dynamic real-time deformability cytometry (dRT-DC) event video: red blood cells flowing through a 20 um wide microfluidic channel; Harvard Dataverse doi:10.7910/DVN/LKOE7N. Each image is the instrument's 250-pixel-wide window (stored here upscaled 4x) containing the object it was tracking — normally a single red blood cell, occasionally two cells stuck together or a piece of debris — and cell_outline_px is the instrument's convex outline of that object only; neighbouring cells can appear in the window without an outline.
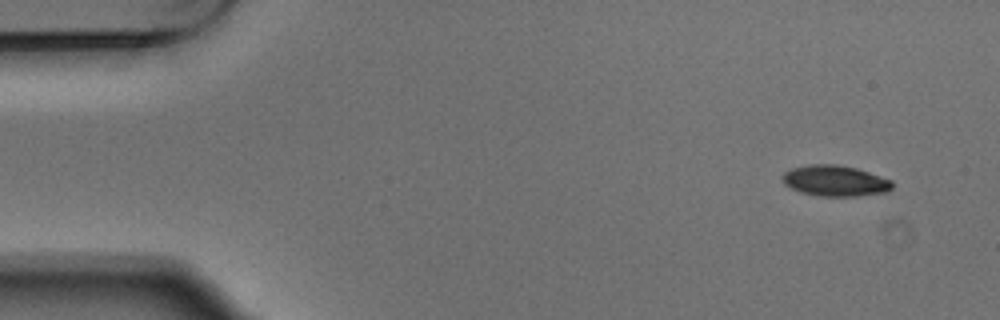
{"species": "Egyptian fruit bat (a non-hibernating species)", "species_latin": "Rousettus aegyptiacus", "temperature_condition": "warm", "stored_images_in_passage": 5, "camera_frame_rate_fps": 3000, "um_per_image_px": 0.085, "animal": {"sex": "male"}, "frame": {"image": 1, "passage_image": 1, "time_ms": 0.0, "image_size_px": [1000, 320], "cell_outline_px": [[892, 188], [888, 192], [856, 196], [820, 196], [800, 192], [784, 184], [780, 176], [784, 172], [792, 168], [808, 164], [836, 164], [856, 168], [892, 180]], "centroid_in_image_um": [70.96, 15.36], "position_along_channel_um": 14.0, "area_um2": 19.83}}
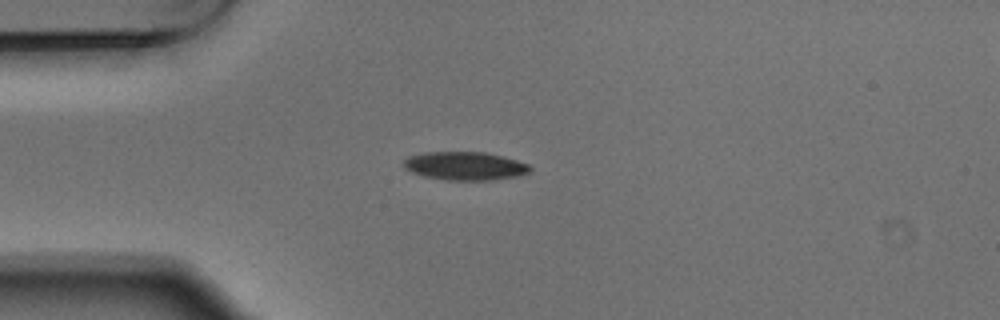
{"frame": {"image": 2, "passage_image": 4, "time_ms": 1.0, "image_size_px": [1000, 320], "cell_outline_px": [[532, 172], [516, 176], [492, 180], [448, 180], [424, 176], [412, 172], [404, 168], [404, 160], [408, 156], [424, 152], [484, 152], [504, 156], [528, 164], [532, 168]], "centroid_in_image_um": [39.54, 14.1], "position_along_channel_um": 45.5, "area_um2": 20.92}}
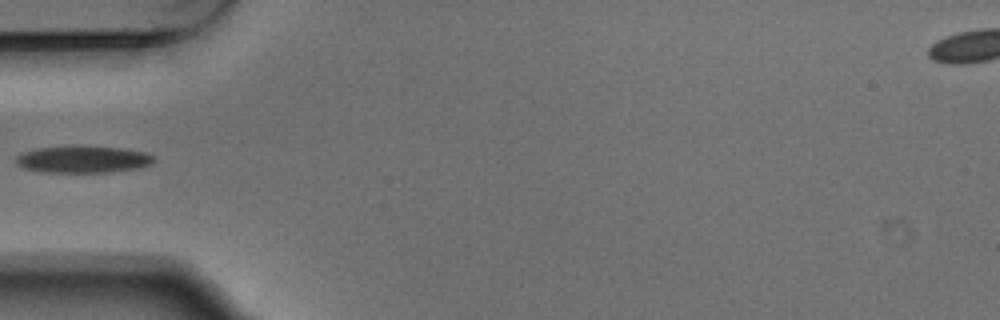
{"frame": {"image": 3, "passage_image": 5, "time_ms": 1.333, "image_size_px": [1000, 320], "cell_outline_px": [[156, 160], [152, 164], [140, 168], [108, 172], [44, 172], [24, 168], [16, 164], [16, 156], [24, 152], [40, 148], [124, 148], [144, 152], [152, 156]], "centroid_in_image_um": [7.1, 13.58], "position_along_channel_um": 77.9, "area_um2": 20.87}}